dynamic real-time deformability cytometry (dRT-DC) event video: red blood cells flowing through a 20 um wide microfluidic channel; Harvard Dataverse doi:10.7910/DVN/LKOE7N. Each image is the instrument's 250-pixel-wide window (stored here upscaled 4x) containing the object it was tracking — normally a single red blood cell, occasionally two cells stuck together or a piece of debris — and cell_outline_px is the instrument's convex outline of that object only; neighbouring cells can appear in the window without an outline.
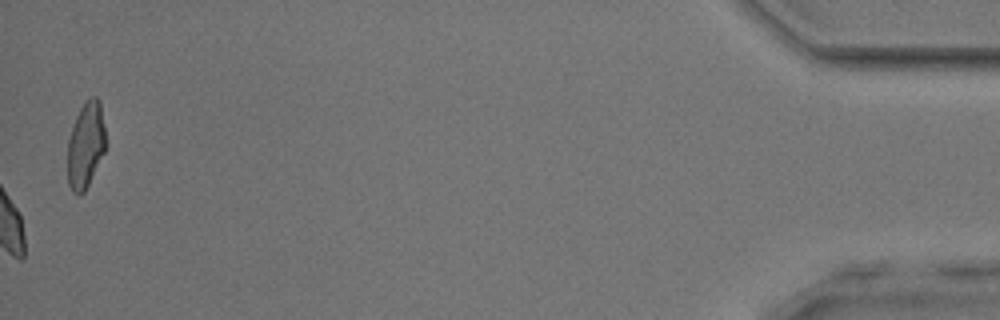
{"species": "common noctule bat (a hibernating species)", "species_latin": "Nyctalus noctula", "temperature_condition": "room temperature", "stored_images_in_passage": 53, "camera_frame_rate_fps": 3000, "um_per_image_px": 0.085, "animal": {"sex": "male", "body_mass_g": 17.9, "forearm_length_mm": 54.2}, "frame": {"image": 1, "passage_image": 53, "time_ms": 17.333, "image_size_px": [1000, 320], "cell_outline_px": [[108, 144], [84, 192], [80, 196], [76, 196], [72, 192], [68, 184], [68, 140], [76, 116], [80, 108], [92, 96], [96, 96], [100, 100]], "centroid_in_image_um": [7.31, 12.34], "position_along_channel_um": 427.9, "area_um2": 19.31}, "authors_computed_cell_mechanics": {"area_um2": 21.0392, "velocity_mm_per_s": 3.8721, "shape_relaxation_time_tau1_ms": 4.249, "shape_relaxation_time_tau2_ms": 0.7889, "deformation_change_tau1": 0.0912, "deformation_change_tau2": 0.073}}